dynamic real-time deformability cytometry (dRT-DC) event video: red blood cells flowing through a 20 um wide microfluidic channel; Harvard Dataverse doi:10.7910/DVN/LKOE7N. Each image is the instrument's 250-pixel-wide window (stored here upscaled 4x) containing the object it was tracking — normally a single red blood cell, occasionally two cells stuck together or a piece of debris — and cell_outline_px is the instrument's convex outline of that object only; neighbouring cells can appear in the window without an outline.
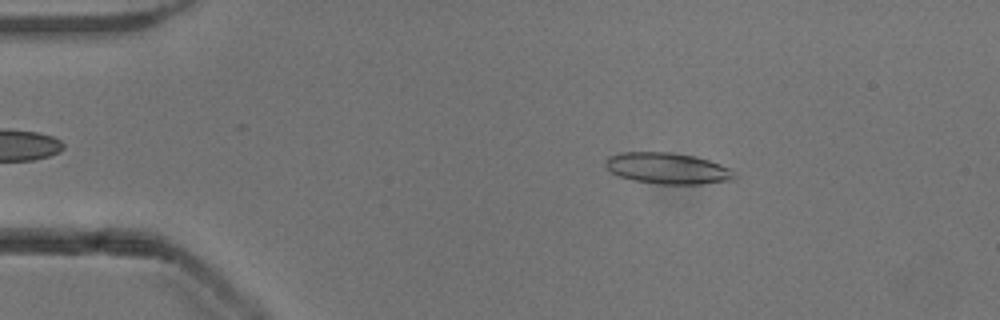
{"species": "common noctule bat (a hibernating species)", "species_latin": "Nyctalus noctula", "temperature_condition": "cold", "stored_images_in_passage": 51, "camera_frame_rate_fps": 3000, "um_per_image_px": 0.085, "animal": {"sex": "male", "body_mass_g": 13.3}, "frame": {"image": 1, "passage_image": 8, "time_ms": 2.333, "image_size_px": [1000, 320], "cell_outline_px": [[736, 180], [700, 184], [664, 184], [632, 180], [620, 176], [612, 172], [604, 164], [604, 160], [608, 156], [620, 152], [672, 152], [692, 156], [708, 160], [732, 168], [736, 176]], "centroid_in_image_um": [56.76, 14.31], "position_along_channel_um": 28.2, "area_um2": 23.52}}
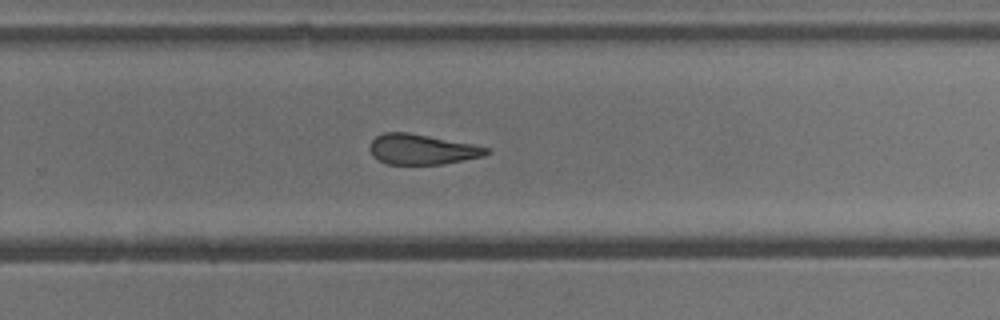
{"frame": {"image": 2, "passage_image": 33, "time_ms": 10.667, "image_size_px": [1000, 320], "cell_outline_px": [[488, 152], [484, 156], [440, 164], [388, 164], [372, 156], [368, 148], [372, 140], [376, 136], [384, 132], [408, 132], [472, 144], [488, 148]], "centroid_in_image_um": [35.8, 12.69], "position_along_channel_um": 294.0, "area_um2": 20.35}}
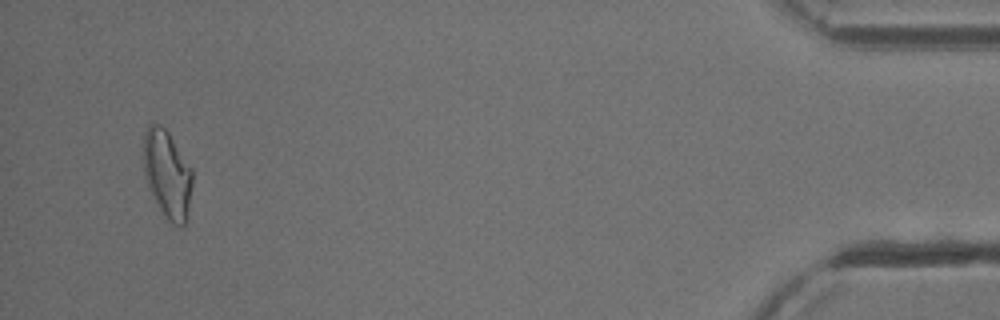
{"frame": {"image": 3, "passage_image": 49, "time_ms": 16.0, "image_size_px": [1000, 320], "cell_outline_px": [[192, 184], [184, 224], [172, 224], [168, 220], [160, 208], [144, 176], [144, 132], [148, 124], [152, 120], [160, 124], [168, 132], [192, 168]], "centroid_in_image_um": [14.2, 14.7], "position_along_channel_um": 421.0, "area_um2": 24.51}, "authors_computed_cell_mechanics": {"area_um2": 22.4842, "velocity_mm_per_s": 3.9077, "shape_relaxation_time_tau1_ms": null, "shape_relaxation_time_tau2_ms": 2.9138, "deformation_change_tau1": null, "deformation_change_tau2": 0.1123}}